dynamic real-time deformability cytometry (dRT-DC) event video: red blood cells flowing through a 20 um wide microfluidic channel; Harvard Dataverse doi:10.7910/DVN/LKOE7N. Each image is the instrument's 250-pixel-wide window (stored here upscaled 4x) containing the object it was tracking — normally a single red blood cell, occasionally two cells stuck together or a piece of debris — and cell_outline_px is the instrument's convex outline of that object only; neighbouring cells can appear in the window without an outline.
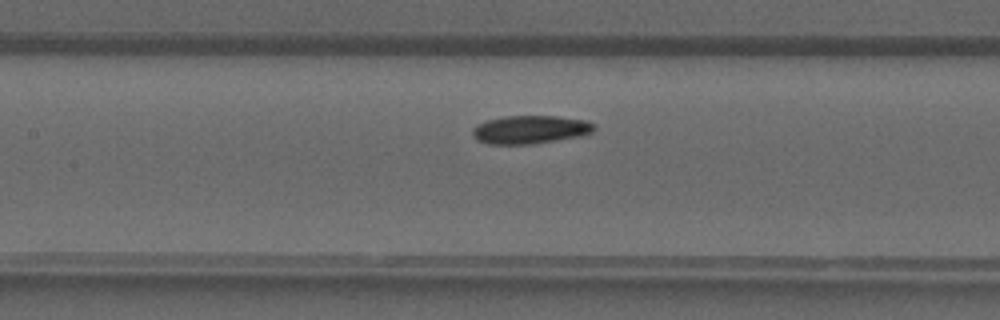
{"species": "common noctule bat (a hibernating species)", "species_latin": "Nyctalus noctula", "temperature_condition": "warm", "stored_images_in_passage": 32, "camera_frame_rate_fps": 3000, "um_per_image_px": 0.085, "animal": {"sex": "male", "forearm_length_mm": 52.5}, "frame": {"image": 1, "passage_image": 15, "time_ms": 4.667, "image_size_px": [1000, 320], "cell_outline_px": [[596, 128], [592, 132], [584, 136], [532, 144], [488, 144], [476, 140], [472, 136], [472, 128], [476, 124], [488, 120], [508, 116], [556, 116], [588, 120], [596, 124]], "centroid_in_image_um": [45.1, 11.02], "position_along_channel_um": 162.3, "area_um2": 20.35}}
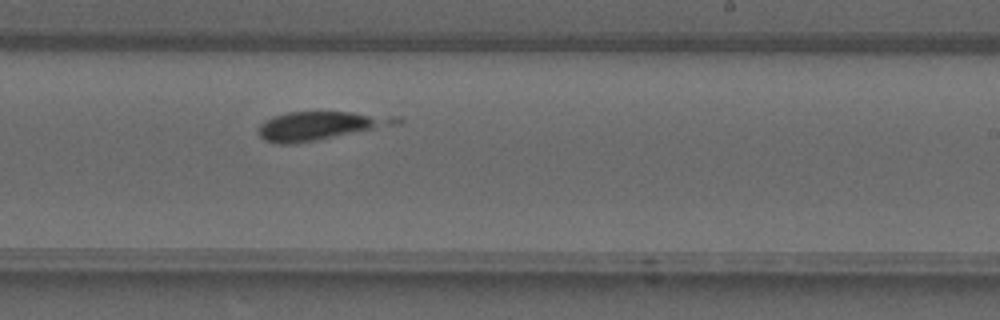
{"frame": {"image": 2, "passage_image": 21, "time_ms": 6.667, "image_size_px": [1000, 320], "cell_outline_px": [[404, 120], [400, 124], [316, 140], [292, 144], [276, 144], [264, 140], [260, 136], [260, 124], [264, 120], [272, 116], [288, 112], [352, 112], [404, 116]], "centroid_in_image_um": [27.28, 10.67], "position_along_channel_um": 261.7, "area_um2": 23.06}}
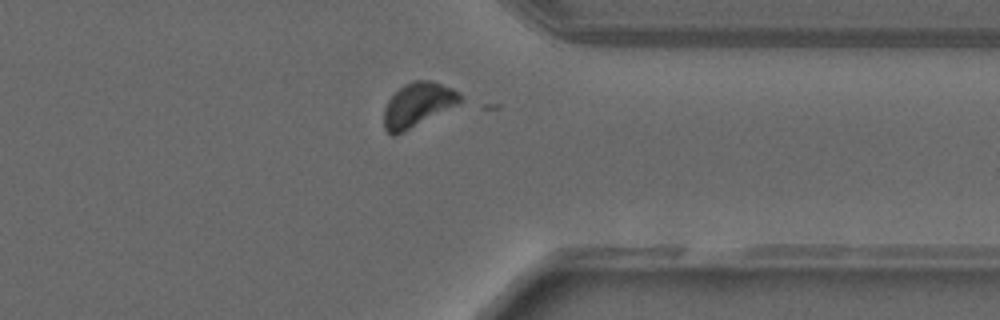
{"frame": {"image": 3, "passage_image": 28, "time_ms": 9.0, "image_size_px": [1000, 320], "cell_outline_px": [[464, 100], [460, 104], [396, 136], [392, 136], [384, 128], [384, 108], [388, 100], [404, 84], [416, 80], [432, 80], [452, 88], [460, 92], [464, 96]], "centroid_in_image_um": [35.56, 8.91], "position_along_channel_um": 375.8, "area_um2": 19.94}}